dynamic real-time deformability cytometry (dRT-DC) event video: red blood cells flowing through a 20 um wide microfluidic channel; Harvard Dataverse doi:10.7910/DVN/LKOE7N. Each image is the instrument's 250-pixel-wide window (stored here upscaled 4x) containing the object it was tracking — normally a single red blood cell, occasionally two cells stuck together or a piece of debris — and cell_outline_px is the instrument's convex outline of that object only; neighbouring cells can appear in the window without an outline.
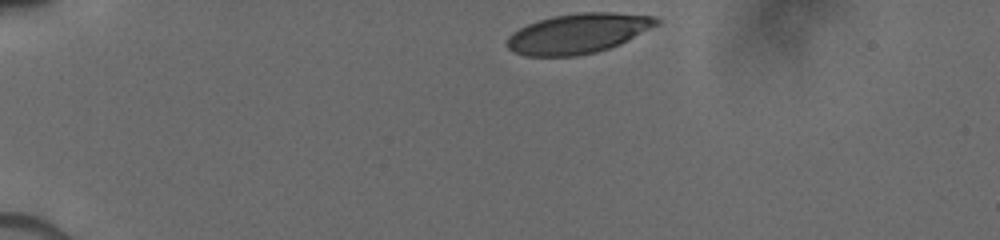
{"species": "human", "species_latin": "Homo sapiens", "temperature_condition": "cold", "stored_images_in_passage": 10, "camera_frame_rate_fps": 3000, "um_per_image_px": 0.085, "donor": {"sex": "male"}, "frame": {"image": 1, "passage_image": 1, "time_ms": 0.0, "image_size_px": [1000, 240], "cell_outline_px": [[660, 24], [620, 44], [596, 52], [576, 56], [524, 56], [508, 48], [508, 36], [512, 32], [528, 24], [552, 16], [580, 12], [612, 12], [656, 16], [660, 20]], "centroid_in_image_um": [49.18, 2.83], "position_along_channel_um": 35.8, "area_um2": 34.74}}
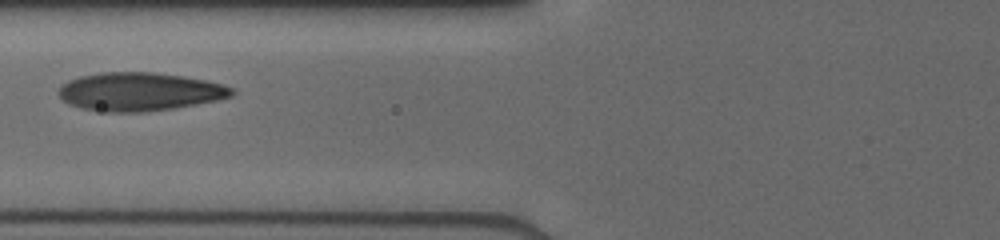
{"frame": {"image": 2, "passage_image": 6, "time_ms": 3.667, "image_size_px": [1000, 240], "cell_outline_px": [[236, 92], [232, 96], [216, 100], [196, 104], [172, 108], [140, 112], [104, 112], [80, 108], [68, 104], [56, 92], [60, 84], [68, 80], [80, 76], [100, 72], [156, 72], [184, 76], [224, 84], [232, 88]], "centroid_in_image_um": [11.82, 7.78], "position_along_channel_um": 114.0, "area_um2": 38.96}}
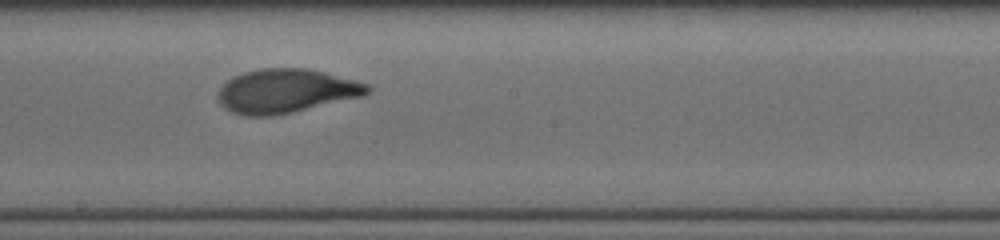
{"frame": {"image": 3, "passage_image": 9, "time_ms": 6.333, "image_size_px": [1000, 240], "cell_outline_px": [[372, 88], [364, 96], [292, 112], [272, 116], [244, 116], [232, 112], [224, 108], [220, 104], [220, 88], [232, 76], [244, 72], [260, 68], [308, 68], [356, 80], [368, 84]], "centroid_in_image_um": [24.33, 7.73], "position_along_channel_um": 223.9, "area_um2": 38.21}}